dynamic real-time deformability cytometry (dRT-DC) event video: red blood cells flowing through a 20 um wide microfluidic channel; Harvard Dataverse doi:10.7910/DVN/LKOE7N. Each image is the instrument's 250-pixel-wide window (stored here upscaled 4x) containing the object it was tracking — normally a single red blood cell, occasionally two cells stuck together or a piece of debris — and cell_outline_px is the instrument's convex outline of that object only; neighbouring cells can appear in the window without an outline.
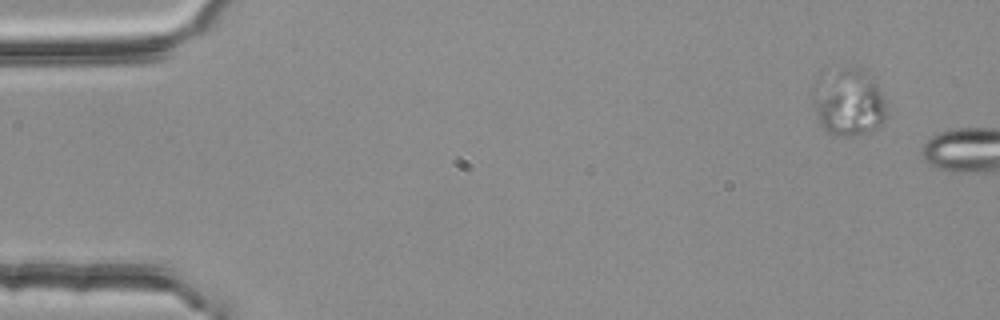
{"species": "common noctule bat (a hibernating species)", "species_latin": "Nyctalus noctula", "temperature_condition": "room temperature", "stored_images_in_passage": 2, "camera_frame_rate_fps": 3000, "um_per_image_px": 0.085, "animal": {"sex": "female", "body_mass_g": 25.1}, "frame": {"image": 1, "passage_image": 1, "time_ms": 0.0, "image_size_px": [1000, 320], "cell_outline_px": [[888, 116], [876, 128], [868, 132], [836, 136], [824, 132], [820, 124], [812, 100], [812, 84], [816, 76], [820, 72], [844, 68], [864, 68], [876, 80], [884, 100]], "centroid_in_image_um": [72.08, 8.63], "position_along_channel_um": 12.9, "area_um2": 29.71}}